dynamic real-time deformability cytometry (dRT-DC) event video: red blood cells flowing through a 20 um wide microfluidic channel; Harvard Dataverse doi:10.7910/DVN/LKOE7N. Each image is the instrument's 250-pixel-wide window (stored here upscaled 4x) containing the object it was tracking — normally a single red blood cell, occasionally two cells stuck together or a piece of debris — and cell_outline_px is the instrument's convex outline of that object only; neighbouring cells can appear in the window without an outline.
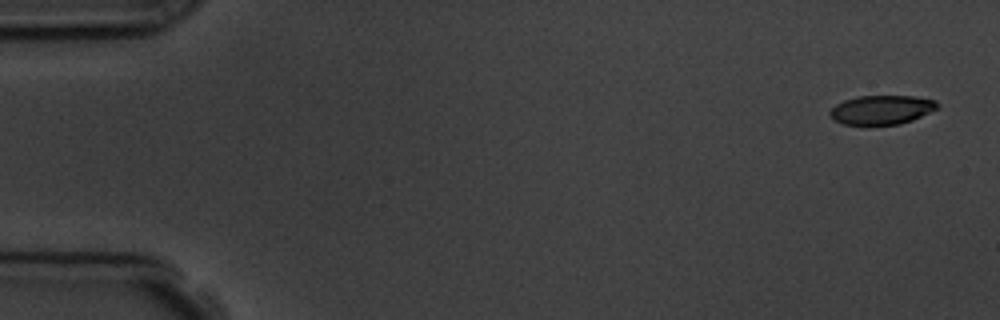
{"species": "common noctule bat (a hibernating species)", "species_latin": "Nyctalus noctula", "temperature_condition": "room temperature", "stored_images_in_passage": 5, "camera_frame_rate_fps": 3000, "um_per_image_px": 0.085, "animal": {"sex": "male", "body_mass_g": 19.5, "forearm_length_mm": 54.6}, "frame": {"image": 1, "passage_image": 1, "time_ms": 0.0, "image_size_px": [1000, 320], "cell_outline_px": [[940, 104], [936, 108], [912, 120], [900, 124], [844, 124], [828, 116], [828, 112], [836, 104], [844, 100], [856, 96], [912, 96], [936, 100]], "centroid_in_image_um": [74.91, 9.32], "position_along_channel_um": 10.1, "area_um2": 18.03}}
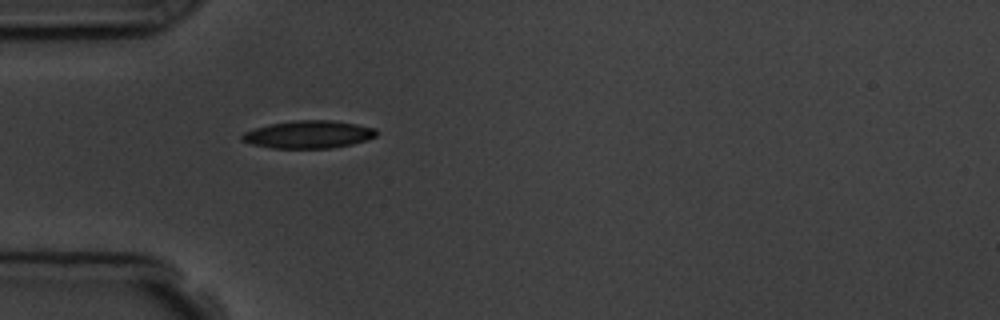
{"frame": {"image": 2, "passage_image": 5, "time_ms": 4.667, "image_size_px": [1000, 320], "cell_outline_px": [[376, 136], [352, 144], [332, 148], [272, 148], [252, 144], [240, 140], [240, 136], [244, 132], [256, 128], [272, 124], [296, 120], [328, 120], [356, 124], [376, 128]], "centroid_in_image_um": [26.21, 11.43], "position_along_channel_um": 58.8, "area_um2": 21.44}}